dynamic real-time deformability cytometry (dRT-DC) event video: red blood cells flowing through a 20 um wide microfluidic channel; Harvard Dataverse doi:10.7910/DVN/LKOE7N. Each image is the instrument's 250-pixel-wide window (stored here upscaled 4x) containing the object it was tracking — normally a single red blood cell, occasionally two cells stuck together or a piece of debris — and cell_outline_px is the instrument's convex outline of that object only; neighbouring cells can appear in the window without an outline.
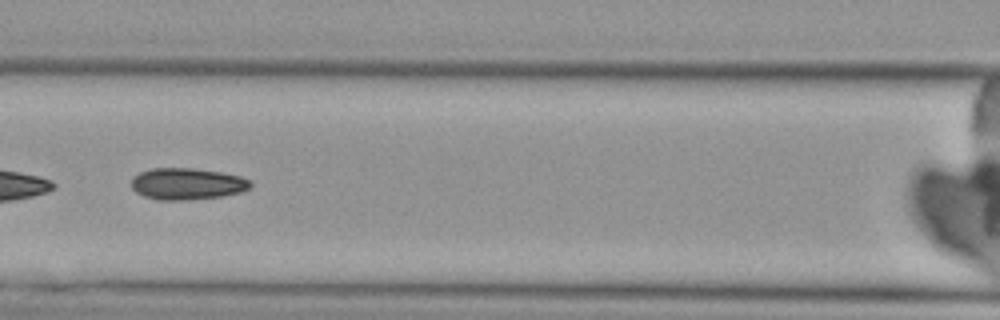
{"species": "Egyptian fruit bat (a non-hibernating species)", "species_latin": "Rousettus aegyptiacus", "temperature_condition": "cold", "stored_images_in_passage": 9, "camera_frame_rate_fps": 3000, "um_per_image_px": 0.085, "animal": {"sex": "female"}, "frame": {"image": 1, "passage_image": 7, "time_ms": 7.0, "image_size_px": [1000, 320], "cell_outline_px": [[252, 184], [248, 188], [240, 192], [220, 196], [184, 200], [156, 200], [144, 196], [136, 192], [132, 188], [132, 176], [140, 172], [152, 168], [192, 168], [224, 172], [240, 176], [252, 180]], "centroid_in_image_um": [15.89, 15.61], "position_along_channel_um": 150.7, "area_um2": 22.02}}
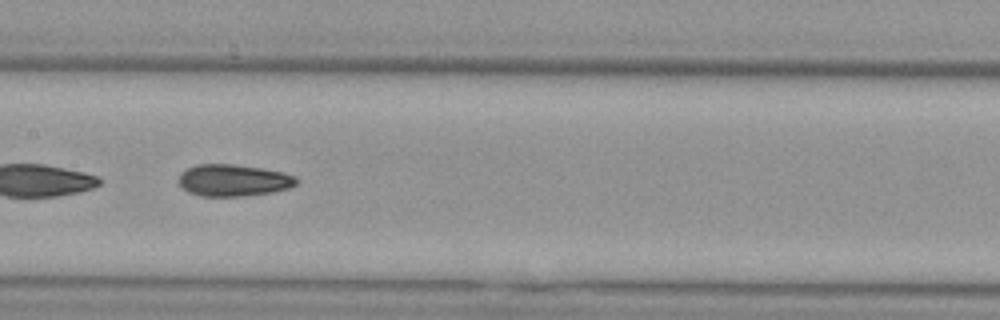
{"frame": {"image": 2, "passage_image": 8, "time_ms": 8.0, "image_size_px": [1000, 320], "cell_outline_px": [[296, 184], [288, 188], [272, 192], [240, 196], [200, 196], [188, 192], [176, 180], [180, 172], [196, 164], [232, 164], [260, 168], [284, 172], [296, 176]], "centroid_in_image_um": [19.79, 15.32], "position_along_channel_um": 187.6, "area_um2": 21.85}}
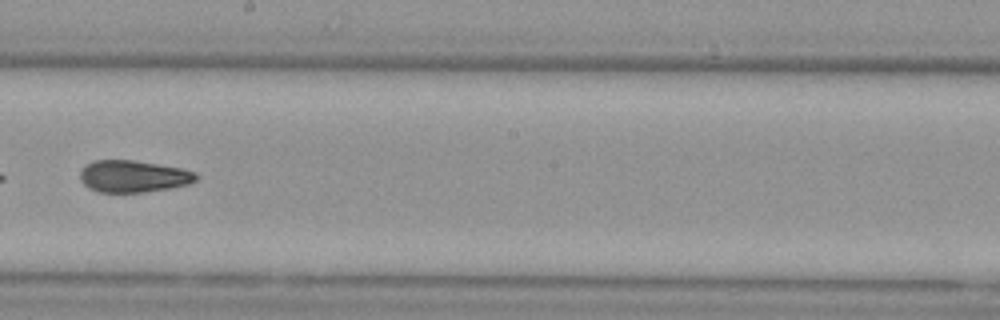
{"frame": {"image": 3, "passage_image": 9, "time_ms": 9.333, "image_size_px": [1000, 320], "cell_outline_px": [[200, 176], [196, 180], [188, 184], [168, 188], [144, 192], [100, 192], [88, 188], [80, 180], [80, 172], [84, 164], [92, 160], [132, 160], [180, 168], [196, 172]], "centroid_in_image_um": [11.3, 14.98], "position_along_channel_um": 236.9, "area_um2": 21.62}}